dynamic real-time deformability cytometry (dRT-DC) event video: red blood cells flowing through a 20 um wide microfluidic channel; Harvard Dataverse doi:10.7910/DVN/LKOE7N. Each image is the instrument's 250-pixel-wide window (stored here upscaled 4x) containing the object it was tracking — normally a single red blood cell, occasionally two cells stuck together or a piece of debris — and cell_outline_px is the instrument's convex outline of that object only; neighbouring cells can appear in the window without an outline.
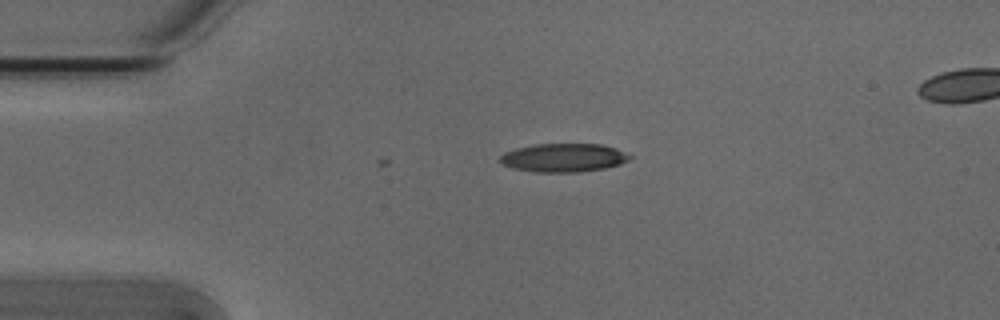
{"species": "Egyptian fruit bat (a non-hibernating species)", "species_latin": "Rousettus aegyptiacus", "temperature_condition": "cold", "stored_images_in_passage": 2, "camera_frame_rate_fps": 3000, "um_per_image_px": 0.085, "animal": {"sex": "male"}, "frame": {"image": 1, "passage_image": 2, "time_ms": 0.333, "image_size_px": [1000, 320], "cell_outline_px": [[632, 156], [628, 160], [620, 164], [604, 168], [580, 172], [536, 172], [512, 168], [500, 164], [500, 156], [504, 152], [516, 148], [532, 144], [600, 144], [616, 148]], "centroid_in_image_um": [47.87, 13.4], "position_along_channel_um": 37.1, "area_um2": 21.62}}